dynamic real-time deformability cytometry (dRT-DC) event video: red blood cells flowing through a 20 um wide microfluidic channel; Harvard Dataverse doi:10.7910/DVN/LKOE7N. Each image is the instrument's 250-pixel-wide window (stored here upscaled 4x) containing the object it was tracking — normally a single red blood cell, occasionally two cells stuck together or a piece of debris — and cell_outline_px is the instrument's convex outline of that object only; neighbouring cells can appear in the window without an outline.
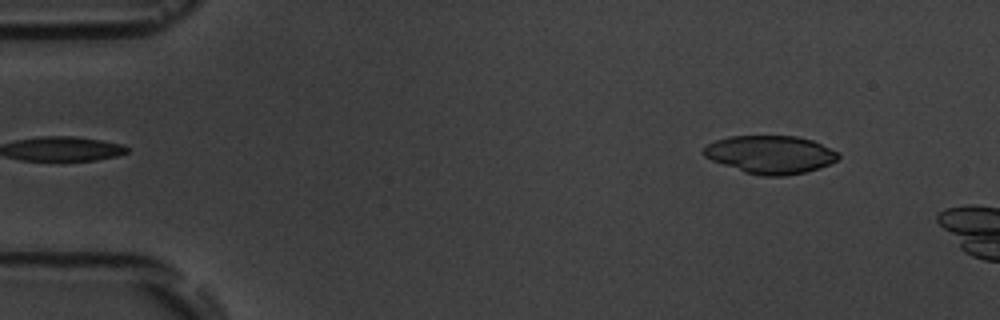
{"species": "common noctule bat (a hibernating species)", "species_latin": "Nyctalus noctula", "temperature_condition": "room temperature", "stored_images_in_passage": 2, "camera_frame_rate_fps": 3000, "um_per_image_px": 0.085, "animal": {"sex": "male", "body_mass_g": 19.5, "forearm_length_mm": 54.6}, "frame": {"image": 1, "passage_image": 2, "time_ms": 1.0, "image_size_px": [1000, 320], "cell_outline_px": [[840, 156], [836, 160], [820, 168], [804, 172], [784, 176], [760, 176], [744, 172], [712, 160], [704, 156], [700, 152], [708, 144], [716, 140], [732, 136], [796, 136], [812, 140], [840, 152]], "centroid_in_image_um": [65.49, 13.14], "position_along_channel_um": 19.5, "area_um2": 29.82}}